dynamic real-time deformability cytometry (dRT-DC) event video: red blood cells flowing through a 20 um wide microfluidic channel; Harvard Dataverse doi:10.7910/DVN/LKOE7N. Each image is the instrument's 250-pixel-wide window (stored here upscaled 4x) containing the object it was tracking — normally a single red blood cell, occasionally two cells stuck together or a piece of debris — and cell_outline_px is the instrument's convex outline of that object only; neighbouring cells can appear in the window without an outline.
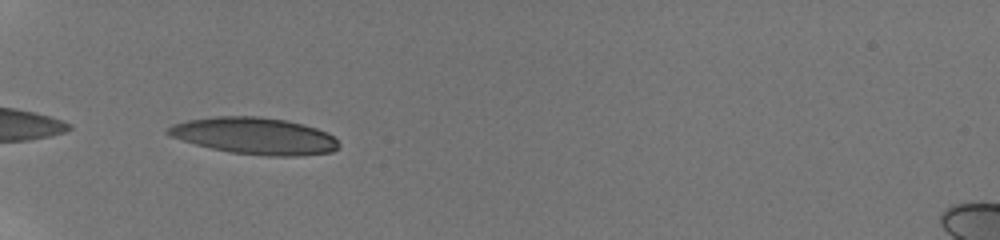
{"species": "human", "species_latin": "Homo sapiens", "temperature_condition": "room temperature", "stored_images_in_passage": 28, "camera_frame_rate_fps": 3000, "um_per_image_px": 0.085, "donor": {"sex": "male"}, "frame": {"image": 1, "passage_image": 1, "time_ms": 0.0, "image_size_px": [1000, 240], "cell_outline_px": [[340, 148], [332, 152], [300, 156], [268, 156], [232, 152], [212, 148], [196, 144], [168, 136], [164, 132], [164, 128], [172, 124], [188, 120], [216, 116], [260, 116], [288, 120], [304, 124], [328, 132], [340, 144]], "centroid_in_image_um": [21.64, 11.54], "position_along_channel_um": 63.4, "area_um2": 36.88}}
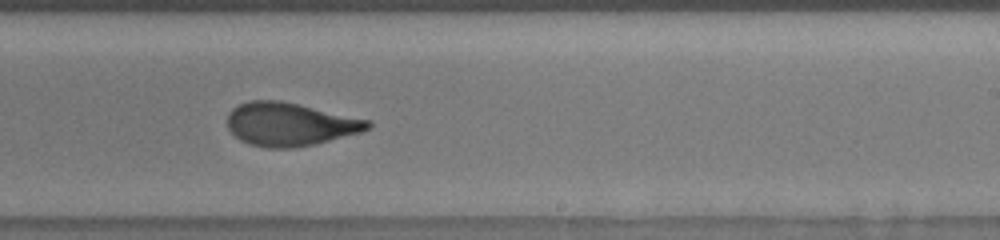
{"frame": {"image": 2, "passage_image": 15, "time_ms": 5.667, "image_size_px": [1000, 240], "cell_outline_px": [[372, 128], [360, 132], [316, 144], [292, 148], [268, 148], [248, 144], [240, 140], [228, 128], [228, 112], [232, 108], [248, 100], [280, 100], [368, 120], [372, 124]], "centroid_in_image_um": [24.61, 10.56], "position_along_channel_um": 264.4, "area_um2": 35.26}}
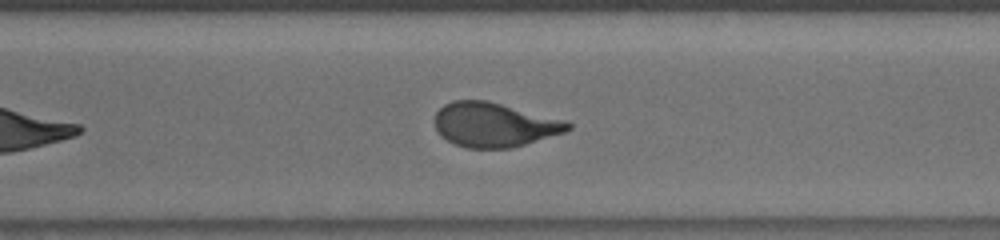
{"frame": {"image": 3, "passage_image": 18, "time_ms": 7.333, "image_size_px": [1000, 240], "cell_outline_px": [[572, 128], [564, 132], [512, 148], [468, 148], [456, 144], [440, 136], [436, 128], [436, 112], [444, 104], [452, 100], [488, 100], [568, 120], [572, 124]], "centroid_in_image_um": [42.04, 10.59], "position_along_channel_um": 328.6, "area_um2": 34.56}, "authors_computed_cell_mechanics": {"area_um2": 35.7204, "velocity_mm_per_s": 3.8653, "shape_relaxation_time_tau1_ms": 5.382, "shape_relaxation_time_tau2_ms": 1.2035, "deformation_change_tau1": 0.2153, "deformation_change_tau2": 0.0848}}